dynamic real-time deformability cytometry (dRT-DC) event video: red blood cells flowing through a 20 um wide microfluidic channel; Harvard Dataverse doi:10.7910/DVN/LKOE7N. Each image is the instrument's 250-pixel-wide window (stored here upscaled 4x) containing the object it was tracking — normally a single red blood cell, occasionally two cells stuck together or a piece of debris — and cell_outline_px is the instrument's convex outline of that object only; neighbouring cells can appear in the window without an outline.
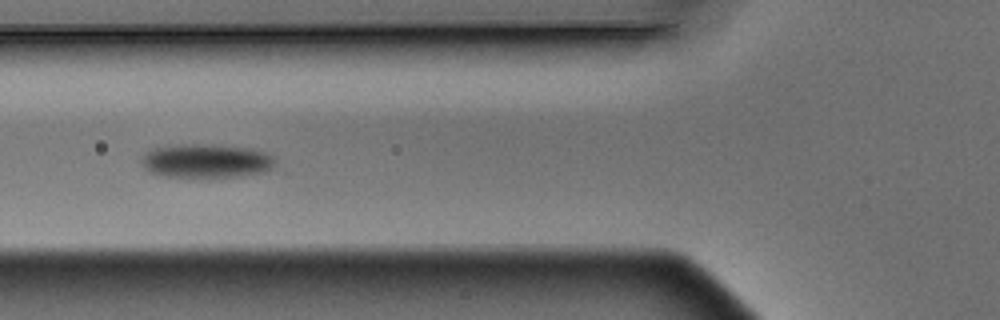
{"species": "Egyptian fruit bat (a non-hibernating species)", "species_latin": "Rousettus aegyptiacus", "temperature_condition": "warm", "stored_images_in_passage": 9, "camera_frame_rate_fps": 3000, "um_per_image_px": 0.085, "animal": {"sex": "male"}, "frame": {"image": 1, "passage_image": 6, "time_ms": 1.667, "image_size_px": [1000, 320], "cell_outline_px": [[276, 160], [272, 168], [264, 172], [240, 176], [164, 176], [148, 172], [144, 168], [140, 160], [148, 152], [156, 148], [180, 144], [212, 144], [252, 148], [268, 152], [276, 156]], "centroid_in_image_um": [17.6, 13.66], "position_along_channel_um": 108.2, "area_um2": 26.41}}
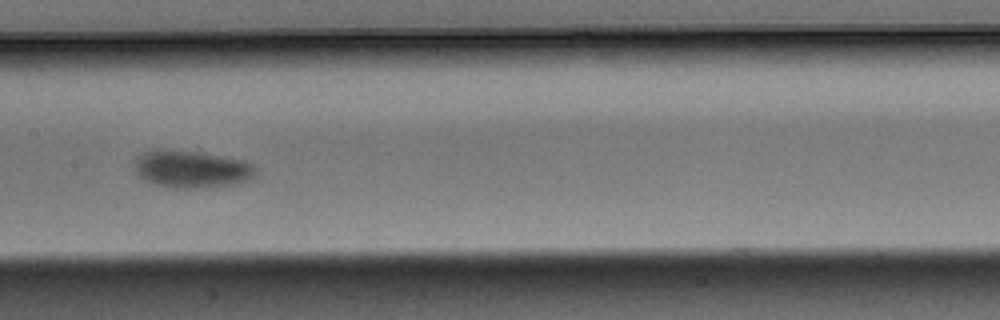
{"frame": {"image": 2, "passage_image": 8, "time_ms": 2.333, "image_size_px": [1000, 320], "cell_outline_px": [[260, 176], [252, 180], [232, 184], [204, 188], [172, 188], [156, 184], [144, 180], [132, 168], [132, 164], [136, 156], [140, 152], [152, 148], [164, 148], [220, 156], [244, 160], [260, 168]], "centroid_in_image_um": [16.29, 14.37], "position_along_channel_um": 191.1, "area_um2": 27.28}}
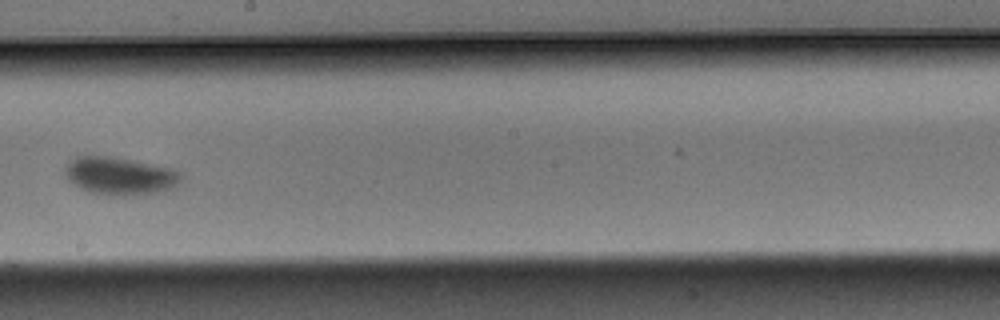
{"frame": {"image": 3, "passage_image": 9, "time_ms": 2.667, "image_size_px": [1000, 320], "cell_outline_px": [[184, 176], [180, 184], [164, 192], [128, 196], [116, 196], [92, 192], [68, 180], [64, 172], [64, 168], [68, 160], [76, 156], [112, 156], [132, 160], [168, 168], [180, 172]], "centroid_in_image_um": [10.22, 14.95], "position_along_channel_um": 238.0, "area_um2": 25.66}}